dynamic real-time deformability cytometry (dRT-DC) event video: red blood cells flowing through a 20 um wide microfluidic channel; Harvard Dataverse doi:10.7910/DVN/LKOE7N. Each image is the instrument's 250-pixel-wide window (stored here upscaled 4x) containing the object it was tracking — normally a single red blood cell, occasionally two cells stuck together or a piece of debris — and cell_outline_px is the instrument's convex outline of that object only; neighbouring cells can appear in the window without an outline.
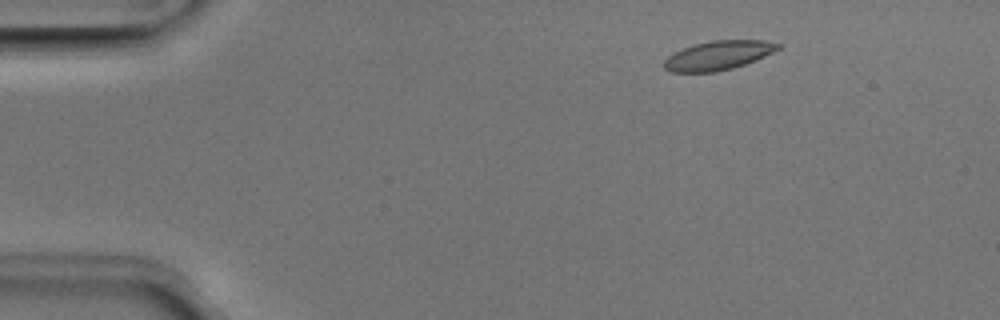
{"species": "Egyptian fruit bat (a non-hibernating species)", "species_latin": "Rousettus aegyptiacus", "temperature_condition": "room temperature", "stored_images_in_passage": 50, "camera_frame_rate_fps": 3000, "um_per_image_px": 0.085, "animal": {"sex": "male"}, "frame": {"image": 1, "passage_image": 6, "time_ms": 1.667, "image_size_px": [1000, 320], "cell_outline_px": [[784, 44], [780, 48], [772, 52], [744, 64], [732, 68], [716, 72], [672, 72], [664, 68], [664, 60], [672, 52], [692, 44], [712, 40], [764, 40]], "centroid_in_image_um": [61.02, 4.69], "position_along_channel_um": 24.0, "area_um2": 19.36}}
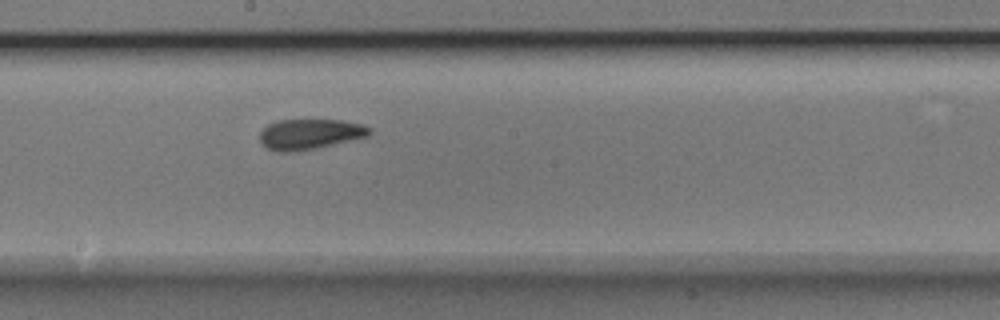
{"frame": {"image": 2, "passage_image": 27, "time_ms": 8.667, "image_size_px": [1000, 320], "cell_outline_px": [[372, 132], [368, 136], [316, 148], [292, 152], [280, 152], [268, 148], [260, 144], [260, 132], [268, 124], [276, 120], [340, 120], [360, 124], [372, 128]], "centroid_in_image_um": [26.31, 11.4], "position_along_channel_um": 221.9, "area_um2": 19.36}}
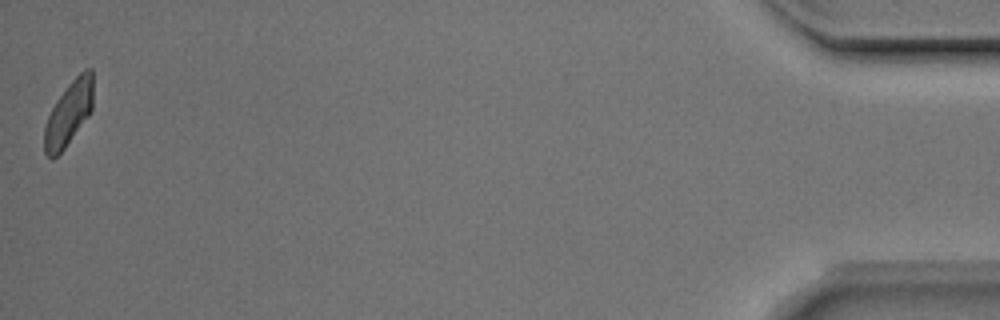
{"frame": {"image": 3, "passage_image": 50, "time_ms": 16.333, "image_size_px": [1000, 320], "cell_outline_px": [[92, 108], [88, 116], [64, 148], [52, 160], [44, 152], [44, 128], [48, 116], [56, 100], [68, 84], [84, 68], [92, 68]], "centroid_in_image_um": [5.83, 9.62], "position_along_channel_um": 429.4, "area_um2": 18.03}, "authors_computed_cell_mechanics": {"area_um2": 19.3919, "velocity_mm_per_s": 3.9317, "shape_relaxation_time_tau1_ms": 4.9859, "shape_relaxation_time_tau2_ms": 2.509, "deformation_change_tau1": 0.1207, "deformation_change_tau2": 0.0611}}